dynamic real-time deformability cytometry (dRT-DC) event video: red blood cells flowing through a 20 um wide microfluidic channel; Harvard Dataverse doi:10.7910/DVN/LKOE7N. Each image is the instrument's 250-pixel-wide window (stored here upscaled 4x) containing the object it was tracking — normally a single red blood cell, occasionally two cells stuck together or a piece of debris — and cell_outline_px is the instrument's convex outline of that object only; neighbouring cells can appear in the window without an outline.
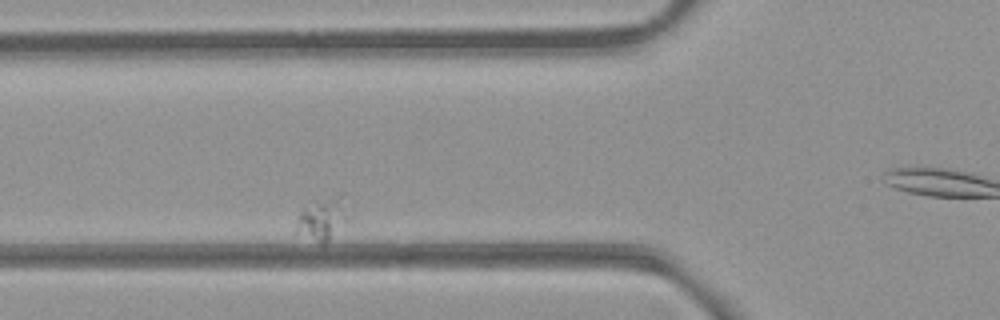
{"species": "common noctule bat (a hibernating species)", "species_latin": "Nyctalus noctula", "temperature_condition": "room temperature", "stored_images_in_passage": 4, "camera_frame_rate_fps": 3000, "um_per_image_px": 0.085, "animal": {"sex": "female", "body_mass_g": 21.9}, "frame": {"image": 1, "passage_image": 3, "time_ms": 0.667, "image_size_px": [1000, 320], "cell_outline_px": [[352, 224], [324, 244], [296, 232], [296, 220], [300, 212], [304, 208], [320, 204], [332, 204], [352, 212]], "centroid_in_image_um": [27.46, 18.86], "position_along_channel_um": 98.3, "area_um2": 11.62}}